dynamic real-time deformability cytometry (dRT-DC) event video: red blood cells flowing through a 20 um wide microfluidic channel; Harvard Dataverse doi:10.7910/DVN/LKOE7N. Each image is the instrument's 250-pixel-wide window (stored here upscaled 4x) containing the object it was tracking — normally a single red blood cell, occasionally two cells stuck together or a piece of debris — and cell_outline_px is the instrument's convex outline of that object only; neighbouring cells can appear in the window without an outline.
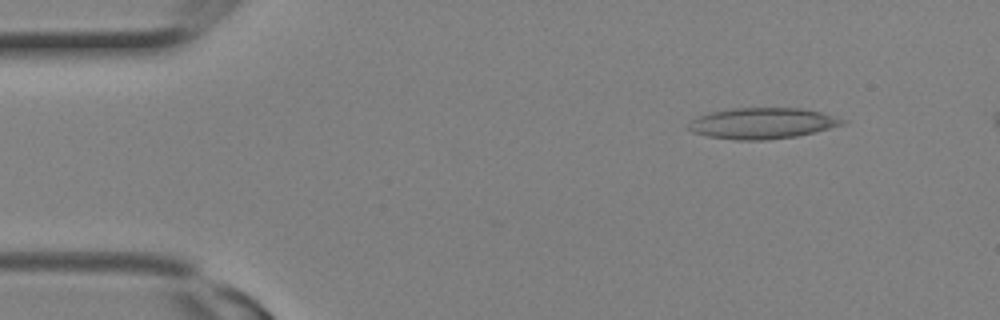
{"species": "Egyptian fruit bat (a non-hibernating species)", "species_latin": "Rousettus aegyptiacus", "temperature_condition": "room temperature", "stored_images_in_passage": 9, "camera_frame_rate_fps": 3000, "um_per_image_px": 0.085, "animal": {"sex": "female"}, "frame": {"image": 1, "passage_image": 3, "time_ms": 0.667, "image_size_px": [1000, 320], "cell_outline_px": [[848, 120], [844, 124], [816, 132], [796, 136], [764, 140], [736, 140], [708, 136], [692, 132], [688, 128], [688, 124], [692, 120], [708, 112], [732, 108], [804, 108], [820, 112]], "centroid_in_image_um": [64.81, 10.47], "position_along_channel_um": 20.2, "area_um2": 27.8}}
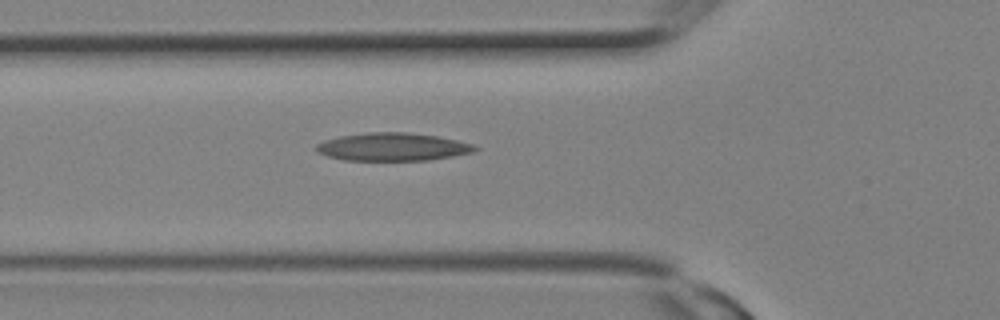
{"frame": {"image": 2, "passage_image": 9, "time_ms": 2.667, "image_size_px": [1000, 320], "cell_outline_px": [[480, 148], [476, 152], [428, 160], [344, 160], [328, 156], [320, 152], [316, 148], [316, 144], [324, 140], [340, 136], [368, 132], [404, 132], [436, 136], [476, 144]], "centroid_in_image_um": [33.43, 12.48], "position_along_channel_um": 92.4, "area_um2": 25.78}}